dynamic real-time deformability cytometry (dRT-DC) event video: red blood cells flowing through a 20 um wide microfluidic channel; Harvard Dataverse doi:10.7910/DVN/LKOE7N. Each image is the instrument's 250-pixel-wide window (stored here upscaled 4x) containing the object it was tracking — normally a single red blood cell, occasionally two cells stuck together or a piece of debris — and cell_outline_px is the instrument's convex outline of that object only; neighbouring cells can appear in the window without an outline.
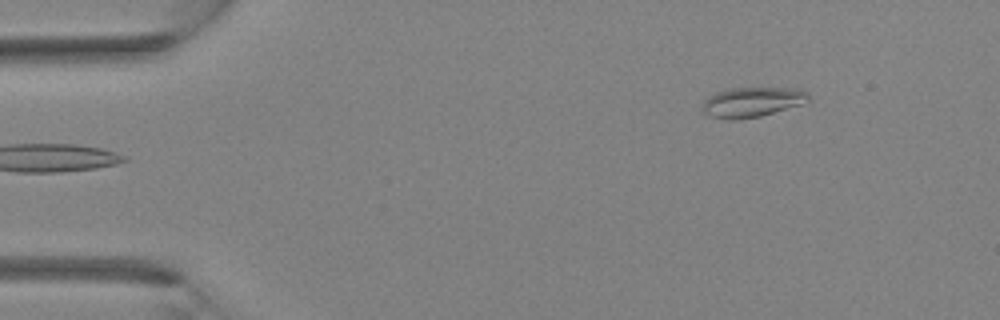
{"species": "Egyptian fruit bat (a non-hibernating species)", "species_latin": "Rousettus aegyptiacus", "temperature_condition": "room temperature", "stored_images_in_passage": 4, "camera_frame_rate_fps": 3000, "um_per_image_px": 0.085, "animal": {"sex": "female"}, "frame": {"image": 1, "passage_image": 4, "time_ms": 3.333, "image_size_px": [1000, 320], "cell_outline_px": [[808, 100], [804, 104], [760, 116], [732, 120], [728, 120], [708, 116], [700, 108], [704, 100], [716, 92], [728, 88], [796, 88], [808, 92]], "centroid_in_image_um": [63.9, 8.68], "position_along_channel_um": 21.1, "area_um2": 18.61}}